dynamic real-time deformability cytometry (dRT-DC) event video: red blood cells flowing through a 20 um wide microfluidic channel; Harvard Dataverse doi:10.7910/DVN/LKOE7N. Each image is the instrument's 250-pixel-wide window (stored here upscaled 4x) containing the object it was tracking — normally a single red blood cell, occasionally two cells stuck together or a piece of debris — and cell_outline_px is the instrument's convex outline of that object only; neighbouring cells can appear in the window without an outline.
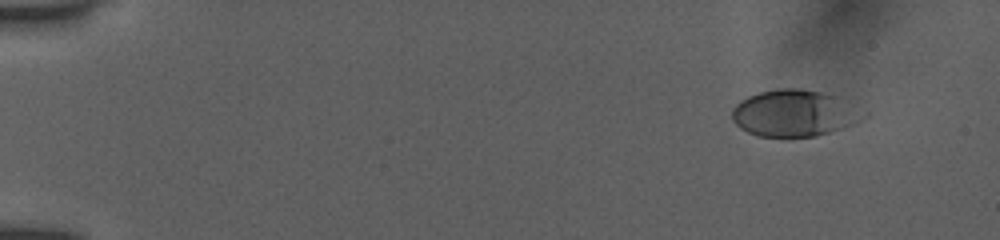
{"species": "human", "species_latin": "Homo sapiens", "temperature_condition": "room temperature", "stored_images_in_passage": 55, "camera_frame_rate_fps": 3000, "um_per_image_px": 0.085, "donor": {"sex": "female"}, "frame": {"image": 1, "passage_image": 7, "time_ms": 2.0, "image_size_px": [1000, 240], "cell_outline_px": [[868, 116], [852, 124], [816, 136], [760, 136], [748, 132], [740, 128], [732, 120], [732, 108], [740, 100], [748, 96], [760, 92], [780, 88], [796, 88], [820, 92], [836, 96], [868, 112]], "centroid_in_image_um": [67.51, 9.61], "position_along_channel_um": 17.5, "area_um2": 35.49}}
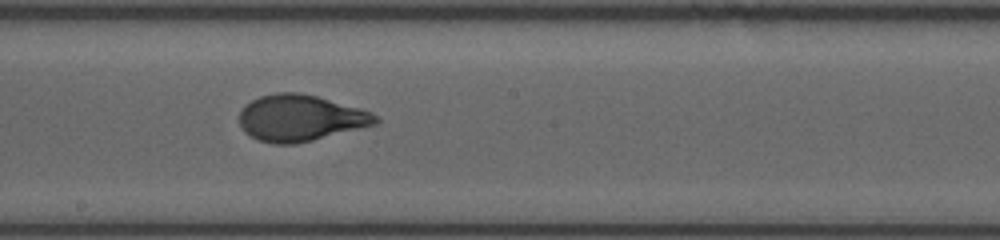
{"frame": {"image": 2, "passage_image": 33, "time_ms": 10.667, "image_size_px": [1000, 240], "cell_outline_px": [[380, 120], [376, 124], [296, 144], [272, 144], [260, 140], [244, 132], [240, 124], [240, 112], [244, 104], [260, 96], [276, 92], [300, 92], [316, 96], [360, 108], [372, 112]], "centroid_in_image_um": [25.51, 10.02], "position_along_channel_um": 222.7, "area_um2": 36.65}}
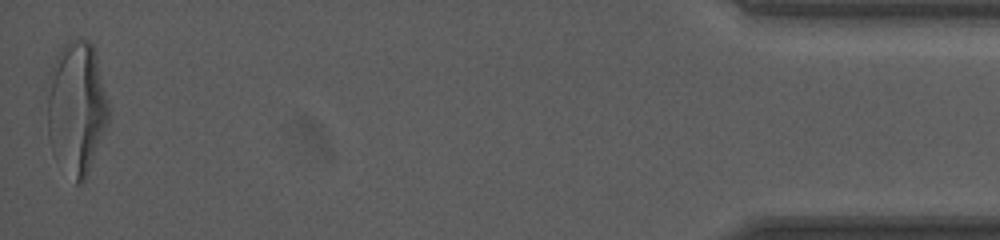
{"frame": {"image": 3, "passage_image": 55, "time_ms": 18.0, "image_size_px": [1000, 240], "cell_outline_px": [[108, 120], [84, 180], [80, 184], [76, 184], [48, 136], [48, 72], [56, 56], [64, 44], [68, 40], [88, 40], [92, 44], [96, 56], [108, 104]], "centroid_in_image_um": [6.5, 9.05], "position_along_channel_um": 428.7, "area_um2": 45.78}, "authors_computed_cell_mechanics": {"area_um2": 36.0672, "velocity_mm_per_s": 3.9112, "shape_relaxation_time_tau1_ms": 3.6517, "shape_relaxation_time_tau2_ms": null, "deformation_change_tau1": 0.1851, "deformation_change_tau2": null}}